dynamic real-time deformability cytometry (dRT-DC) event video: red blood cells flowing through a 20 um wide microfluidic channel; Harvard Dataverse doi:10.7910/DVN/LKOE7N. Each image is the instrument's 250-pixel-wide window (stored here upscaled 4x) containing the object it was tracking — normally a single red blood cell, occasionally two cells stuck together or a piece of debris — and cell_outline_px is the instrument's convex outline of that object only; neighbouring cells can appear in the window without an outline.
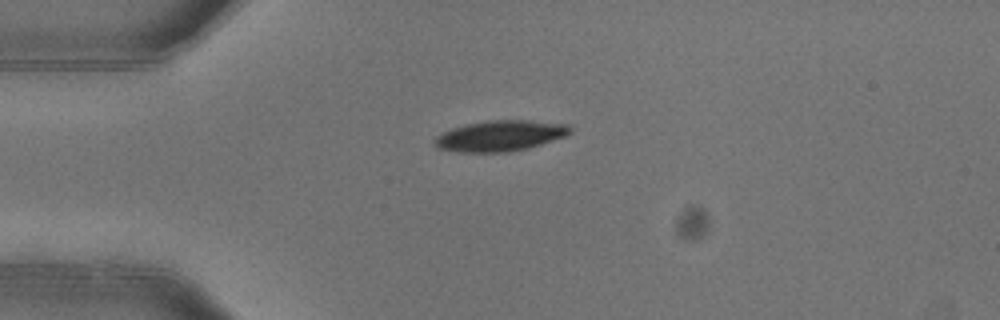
{"species": "common noctule bat (a hibernating species)", "species_latin": "Nyctalus noctula", "temperature_condition": "warm", "stored_images_in_passage": 1, "camera_frame_rate_fps": 3000, "um_per_image_px": 0.085, "animal": {"sex": "female"}, "frame": {"image": 1, "passage_image": 1, "time_ms": 0.0, "image_size_px": [1000, 320], "cell_outline_px": [[572, 132], [568, 136], [528, 148], [504, 152], [460, 152], [436, 148], [432, 140], [436, 136], [452, 128], [468, 124], [488, 120], [528, 120], [568, 124], [572, 128]], "centroid_in_image_um": [42.54, 11.54], "position_along_channel_um": 42.5, "area_um2": 24.39}}